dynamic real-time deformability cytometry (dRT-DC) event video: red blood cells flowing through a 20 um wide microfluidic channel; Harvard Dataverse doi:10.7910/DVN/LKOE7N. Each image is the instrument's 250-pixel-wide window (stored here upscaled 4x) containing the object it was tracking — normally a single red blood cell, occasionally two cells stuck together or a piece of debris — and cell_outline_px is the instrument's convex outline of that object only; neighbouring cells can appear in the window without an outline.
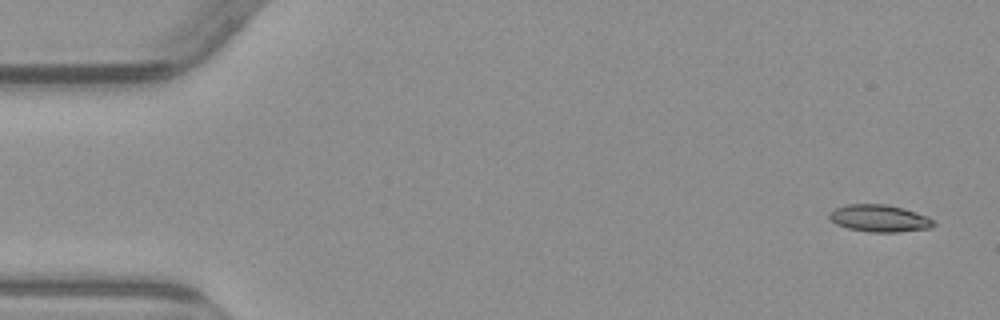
{"species": "common noctule bat (a hibernating species)", "species_latin": "Nyctalus noctula", "temperature_condition": "warm", "stored_images_in_passage": 5, "segment_of_instrument_passage": [2, 2], "camera_frame_rate_fps": 3000, "um_per_image_px": 0.085, "animal": {"sex": "male", "body_mass_g": 23.1, "forearm_length_mm": 52.7}, "frame": {"image": 1, "passage_image": 5, "time_ms": 5.667, "image_size_px": [1000, 320], "cell_outline_px": [[936, 224], [928, 228], [896, 232], [868, 232], [848, 228], [836, 224], [828, 216], [828, 212], [836, 208], [848, 204], [884, 204], [904, 208], [928, 216]], "centroid_in_image_um": [74.73, 18.55], "position_along_channel_um": 10.3, "area_um2": 16.42}}